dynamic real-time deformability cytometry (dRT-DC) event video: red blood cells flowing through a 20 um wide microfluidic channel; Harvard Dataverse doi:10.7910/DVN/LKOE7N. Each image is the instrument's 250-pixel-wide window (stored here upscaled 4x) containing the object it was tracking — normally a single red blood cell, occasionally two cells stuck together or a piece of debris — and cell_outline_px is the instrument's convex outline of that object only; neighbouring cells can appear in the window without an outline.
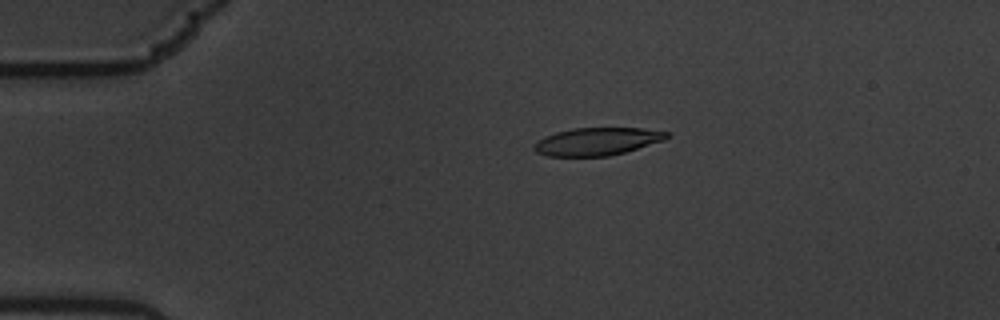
{"species": "common noctule bat (a hibernating species)", "species_latin": "Nyctalus noctula", "temperature_condition": "warm", "stored_images_in_passage": 15, "camera_frame_rate_fps": 3000, "um_per_image_px": 0.085, "animal": {"sex": "male", "body_mass_g": 19.5, "forearm_length_mm": 54.6}, "frame": {"image": 1, "passage_image": 3, "time_ms": 0.667, "image_size_px": [1000, 320], "cell_outline_px": [[668, 136], [664, 140], [624, 152], [608, 156], [548, 156], [536, 152], [532, 148], [544, 136], [556, 132], [572, 128], [640, 128], [668, 132]], "centroid_in_image_um": [50.73, 12.02], "position_along_channel_um": 34.3, "area_um2": 21.15}}
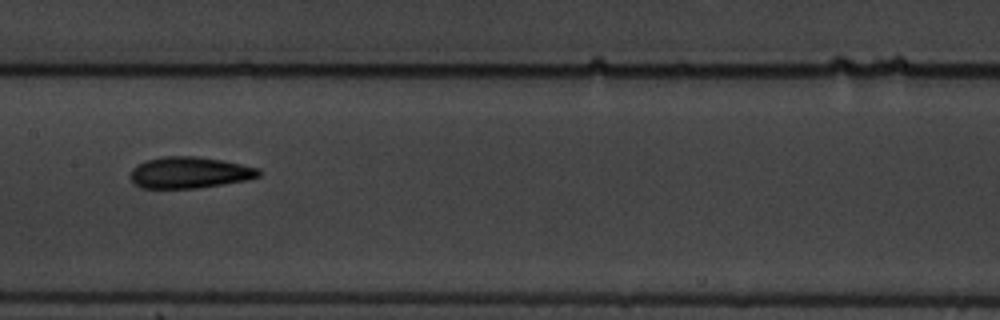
{"frame": {"image": 2, "passage_image": 8, "time_ms": 2.333, "image_size_px": [1000, 320], "cell_outline_px": [[260, 176], [248, 180], [196, 188], [140, 188], [132, 180], [132, 168], [148, 160], [164, 156], [196, 156], [224, 160], [260, 168]], "centroid_in_image_um": [16.17, 14.66], "position_along_channel_um": 191.2, "area_um2": 23.35}}
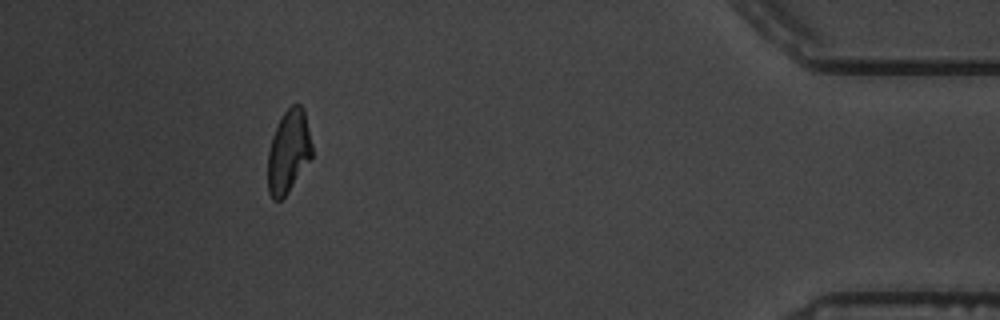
{"frame": {"image": 3, "passage_image": 14, "time_ms": 4.333, "image_size_px": [1000, 320], "cell_outline_px": [[312, 156], [288, 192], [280, 200], [272, 200], [268, 192], [268, 152], [272, 136], [284, 112], [292, 104], [300, 104], [304, 108], [312, 144]], "centroid_in_image_um": [24.52, 12.88], "position_along_channel_um": 410.7, "area_um2": 21.21}}